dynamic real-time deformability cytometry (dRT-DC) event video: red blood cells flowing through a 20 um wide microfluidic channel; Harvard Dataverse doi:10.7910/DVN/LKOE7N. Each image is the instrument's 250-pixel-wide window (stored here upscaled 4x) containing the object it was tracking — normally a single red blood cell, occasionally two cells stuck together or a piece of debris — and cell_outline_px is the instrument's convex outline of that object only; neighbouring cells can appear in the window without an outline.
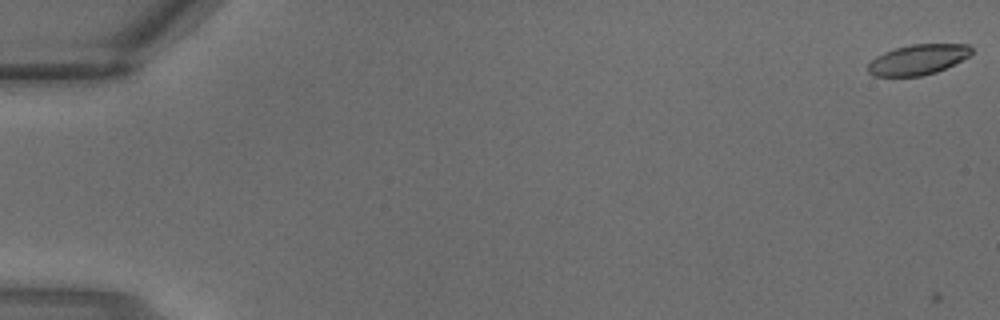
{"species": "common noctule bat (a hibernating species)", "species_latin": "Nyctalus noctula", "temperature_condition": "warm", "stored_images_in_passage": 3, "camera_frame_rate_fps": 3000, "um_per_image_px": 0.085, "animal": {"sex": "male", "body_mass_g": 18.8}, "frame": {"image": 1, "passage_image": 1, "time_ms": 0.0, "image_size_px": [1000, 320], "cell_outline_px": [[972, 52], [968, 56], [936, 72], [920, 76], [872, 76], [868, 72], [868, 64], [876, 56], [884, 52], [896, 48], [912, 44], [968, 44], [972, 48]], "centroid_in_image_um": [77.99, 5.06], "position_along_channel_um": 7.0, "area_um2": 18.03}}